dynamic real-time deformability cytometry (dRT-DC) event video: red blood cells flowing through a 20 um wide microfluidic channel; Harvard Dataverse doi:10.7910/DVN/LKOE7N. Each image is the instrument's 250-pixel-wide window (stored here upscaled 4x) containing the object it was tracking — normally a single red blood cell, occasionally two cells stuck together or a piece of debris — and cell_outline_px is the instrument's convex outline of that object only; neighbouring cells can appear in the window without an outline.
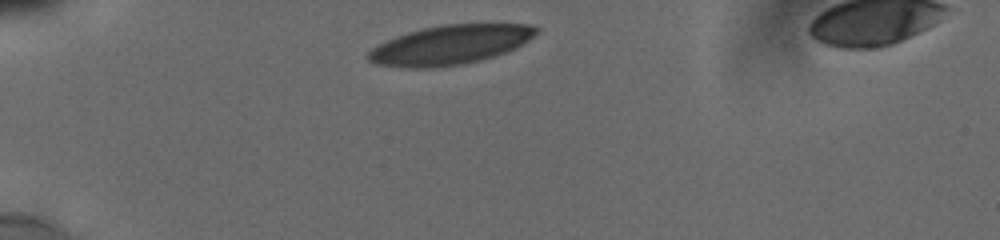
{"species": "human", "species_latin": "Homo sapiens", "temperature_condition": "cold", "stored_images_in_passage": 4, "camera_frame_rate_fps": 3000, "um_per_image_px": 0.085, "donor": {"sex": "male"}, "frame": {"image": 1, "passage_image": 1, "time_ms": 0.0, "image_size_px": [1000, 240], "cell_outline_px": [[540, 32], [516, 48], [496, 56], [464, 64], [436, 68], [404, 68], [376, 64], [368, 60], [364, 56], [376, 44], [396, 36], [408, 32], [424, 28], [444, 24], [532, 24], [540, 28]], "centroid_in_image_um": [38.26, 3.82], "position_along_channel_um": 46.7, "area_um2": 38.96}}